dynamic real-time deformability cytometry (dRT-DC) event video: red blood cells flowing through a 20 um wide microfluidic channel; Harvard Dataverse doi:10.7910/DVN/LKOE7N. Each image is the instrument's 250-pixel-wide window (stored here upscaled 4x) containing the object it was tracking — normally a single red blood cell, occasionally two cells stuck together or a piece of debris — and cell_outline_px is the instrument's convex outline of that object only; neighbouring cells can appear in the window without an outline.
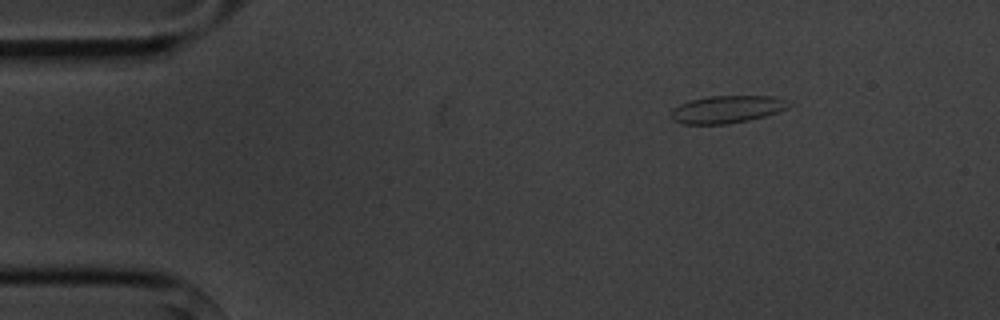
{"species": "common noctule bat (a hibernating species)", "species_latin": "Nyctalus noctula", "temperature_condition": "cold", "stored_images_in_passage": 4, "camera_frame_rate_fps": 3000, "um_per_image_px": 0.085, "animal": {"sex": "male", "body_mass_g": 20.1, "forearm_length_mm": 53.5}, "frame": {"image": 1, "passage_image": 1, "time_ms": 0.0, "image_size_px": [1000, 320], "cell_outline_px": [[792, 104], [788, 108], [764, 116], [748, 120], [728, 124], [684, 124], [672, 120], [672, 108], [688, 100], [708, 96], [772, 96], [784, 100]], "centroid_in_image_um": [61.76, 9.29], "position_along_channel_um": 23.2, "area_um2": 18.79}}